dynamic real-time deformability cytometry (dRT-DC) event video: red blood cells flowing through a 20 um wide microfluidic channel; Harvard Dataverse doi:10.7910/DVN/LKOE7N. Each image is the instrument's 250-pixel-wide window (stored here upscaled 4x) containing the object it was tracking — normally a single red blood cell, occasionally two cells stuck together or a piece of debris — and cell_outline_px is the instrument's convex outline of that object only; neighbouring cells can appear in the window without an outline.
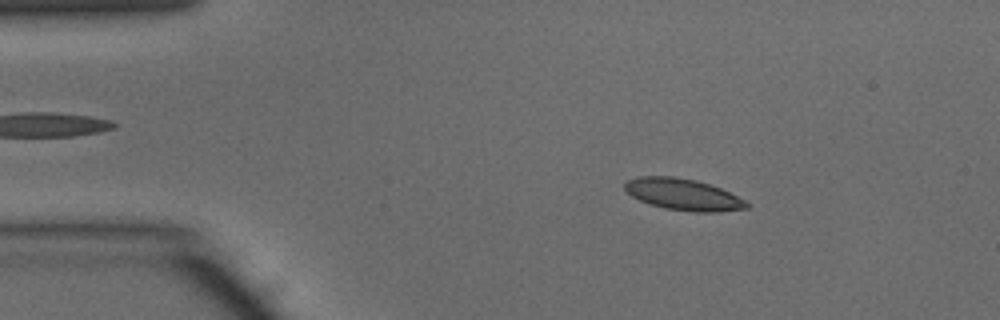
{"species": "common noctule bat (a hibernating species)", "species_latin": "Nyctalus noctula", "temperature_condition": "warm", "stored_images_in_passage": 48, "camera_frame_rate_fps": 3000, "um_per_image_px": 0.085, "animal": {"sex": "male", "body_mass_g": 15.6}, "frame": {"image": 1, "passage_image": 7, "time_ms": 2.0, "image_size_px": [1000, 320], "cell_outline_px": [[752, 204], [748, 208], [720, 212], [696, 212], [664, 208], [640, 200], [632, 196], [624, 188], [624, 184], [628, 180], [640, 176], [672, 176], [696, 180], [720, 188]], "centroid_in_image_um": [58.09, 16.53], "position_along_channel_um": 26.9, "area_um2": 22.2}}
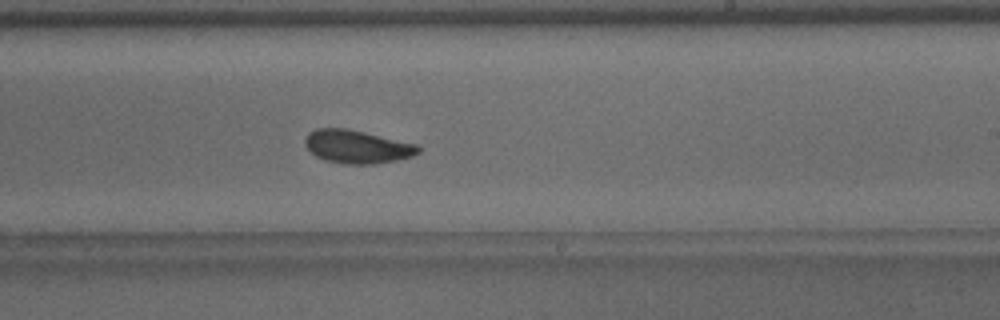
{"frame": {"image": 2, "passage_image": 28, "time_ms": 9.0, "image_size_px": [1000, 320], "cell_outline_px": [[420, 152], [412, 156], [400, 160], [376, 164], [344, 164], [324, 160], [316, 156], [304, 144], [304, 140], [308, 132], [316, 128], [344, 128], [364, 132], [416, 144], [420, 148]], "centroid_in_image_um": [30.34, 12.48], "position_along_channel_um": 258.7, "area_um2": 21.96}}
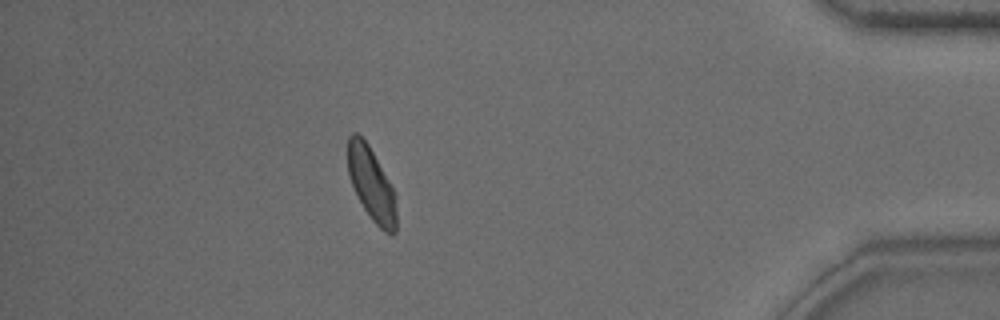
{"frame": {"image": 3, "passage_image": 42, "time_ms": 13.667, "image_size_px": [1000, 320], "cell_outline_px": [[396, 232], [392, 236], [384, 232], [372, 220], [356, 196], [348, 172], [348, 136], [352, 132], [356, 132], [368, 144], [392, 188], [396, 196]], "centroid_in_image_um": [31.57, 15.69], "position_along_channel_um": 403.6, "area_um2": 20.58}, "authors_computed_cell_mechanics": {"area_um2": 21.5594, "velocity_mm_per_s": 4.1264, "shape_relaxation_time_tau1_ms": 3.5055, "shape_relaxation_time_tau2_ms": 1.7406, "deformation_change_tau1": 0.114, "deformation_change_tau2": 0.061}}